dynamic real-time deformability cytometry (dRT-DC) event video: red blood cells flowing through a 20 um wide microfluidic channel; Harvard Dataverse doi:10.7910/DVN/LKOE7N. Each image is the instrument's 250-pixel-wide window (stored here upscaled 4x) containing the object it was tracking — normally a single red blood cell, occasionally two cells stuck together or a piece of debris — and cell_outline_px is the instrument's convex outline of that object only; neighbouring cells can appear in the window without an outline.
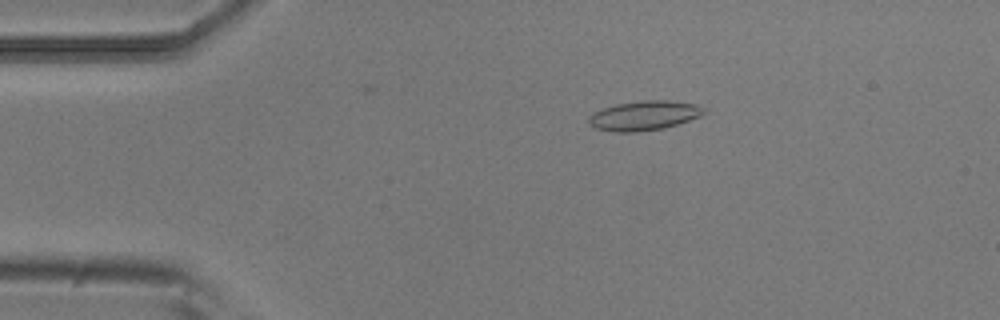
{"species": "common noctule bat (a hibernating species)", "species_latin": "Nyctalus noctula", "temperature_condition": "room temperature", "stored_images_in_passage": 8, "camera_frame_rate_fps": 3000, "um_per_image_px": 0.085, "animal": {"sex": "male", "body_mass_g": 20.5, "forearm_length_mm": 52.5}, "frame": {"image": 1, "passage_image": 3, "time_ms": 0.667, "image_size_px": [1000, 320], "cell_outline_px": [[708, 112], [700, 116], [664, 128], [636, 132], [616, 132], [596, 128], [588, 124], [588, 116], [592, 112], [616, 104], [644, 100], [668, 100], [696, 104], [704, 108]], "centroid_in_image_um": [54.74, 9.82], "position_along_channel_um": 30.3, "area_um2": 19.83}}
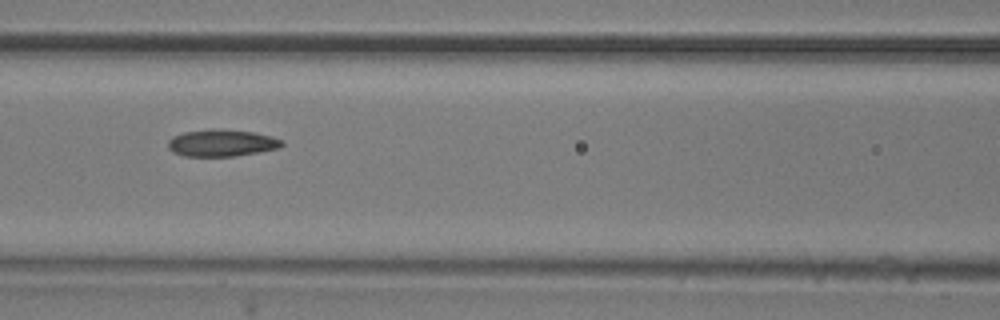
{"frame": {"image": 2, "passage_image": 6, "time_ms": 1.667, "image_size_px": [1000, 320], "cell_outline_px": [[284, 144], [280, 148], [232, 156], [184, 156], [172, 152], [168, 148], [168, 140], [172, 136], [184, 132], [212, 128], [220, 128], [252, 132], [272, 136], [284, 140]], "centroid_in_image_um": [18.83, 12.14], "position_along_channel_um": 147.8, "area_um2": 18.03}}
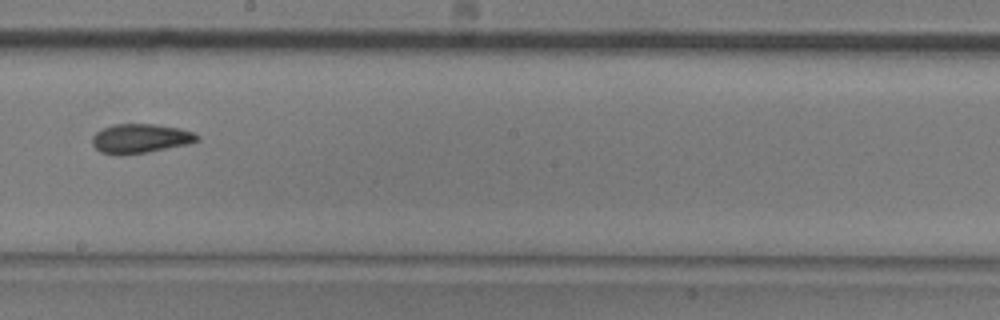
{"frame": {"image": 3, "passage_image": 8, "time_ms": 2.333, "image_size_px": [1000, 320], "cell_outline_px": [[200, 140], [188, 144], [148, 152], [120, 156], [116, 156], [100, 152], [92, 144], [92, 136], [100, 128], [112, 124], [156, 124], [180, 128], [192, 132], [200, 136]], "centroid_in_image_um": [11.9, 11.78], "position_along_channel_um": 236.3, "area_um2": 18.26}}